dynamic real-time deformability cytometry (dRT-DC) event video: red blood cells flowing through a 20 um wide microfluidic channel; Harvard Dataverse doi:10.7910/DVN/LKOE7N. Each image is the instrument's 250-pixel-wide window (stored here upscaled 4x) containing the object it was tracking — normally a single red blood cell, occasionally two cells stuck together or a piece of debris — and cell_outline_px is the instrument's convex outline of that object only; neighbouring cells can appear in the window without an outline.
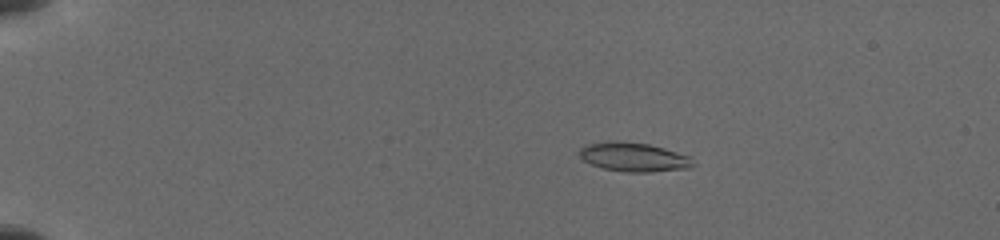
{"species": "common noctule bat (a hibernating species)", "species_latin": "Nyctalus noctula", "temperature_condition": "cold", "stored_images_in_passage": 12, "camera_frame_rate_fps": 3000, "um_per_image_px": 0.085, "animal": {"sex": "female", "body_mass_g": 19.5, "forearm_length_mm": 54.1}, "frame": {"image": 1, "passage_image": 2, "time_ms": 0.333, "image_size_px": [1000, 240], "cell_outline_px": [[696, 164], [692, 168], [652, 172], [628, 172], [604, 168], [592, 164], [584, 160], [580, 156], [580, 148], [584, 144], [608, 140], [616, 140], [648, 144], [664, 148], [692, 156]], "centroid_in_image_um": [53.92, 13.34], "position_along_channel_um": 31.1, "area_um2": 19.54}}
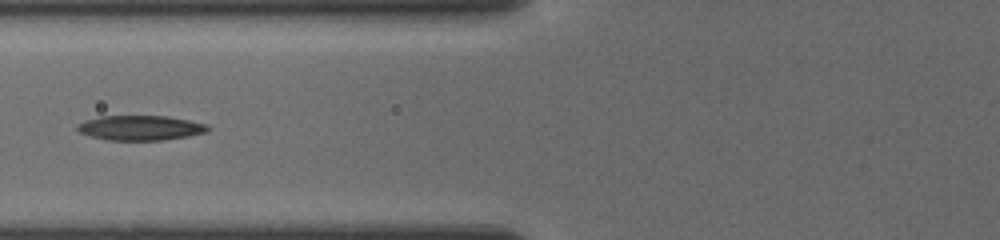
{"frame": {"image": 2, "passage_image": 9, "time_ms": 4.667, "image_size_px": [1000, 240], "cell_outline_px": [[212, 128], [208, 132], [188, 136], [164, 140], [108, 140], [92, 136], [80, 132], [76, 128], [76, 124], [84, 120], [100, 116], [168, 116], [208, 124]], "centroid_in_image_um": [11.96, 10.86], "position_along_channel_um": 113.8, "area_um2": 19.02}}
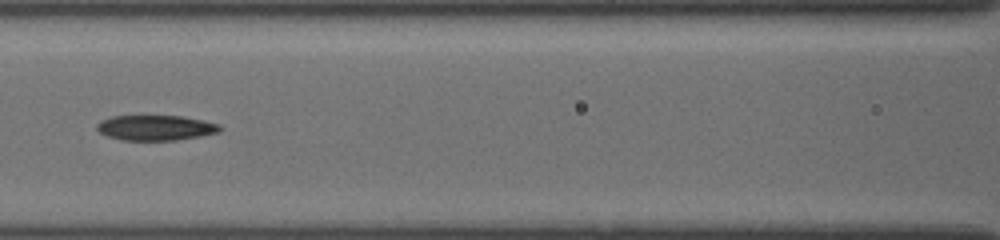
{"frame": {"image": 3, "passage_image": 11, "time_ms": 5.667, "image_size_px": [1000, 240], "cell_outline_px": [[224, 128], [220, 132], [200, 136], [176, 140], [120, 140], [108, 136], [100, 132], [96, 128], [96, 124], [100, 120], [112, 116], [184, 116], [204, 120], [220, 124]], "centroid_in_image_um": [13.26, 10.85], "position_along_channel_um": 153.3, "area_um2": 18.26}}